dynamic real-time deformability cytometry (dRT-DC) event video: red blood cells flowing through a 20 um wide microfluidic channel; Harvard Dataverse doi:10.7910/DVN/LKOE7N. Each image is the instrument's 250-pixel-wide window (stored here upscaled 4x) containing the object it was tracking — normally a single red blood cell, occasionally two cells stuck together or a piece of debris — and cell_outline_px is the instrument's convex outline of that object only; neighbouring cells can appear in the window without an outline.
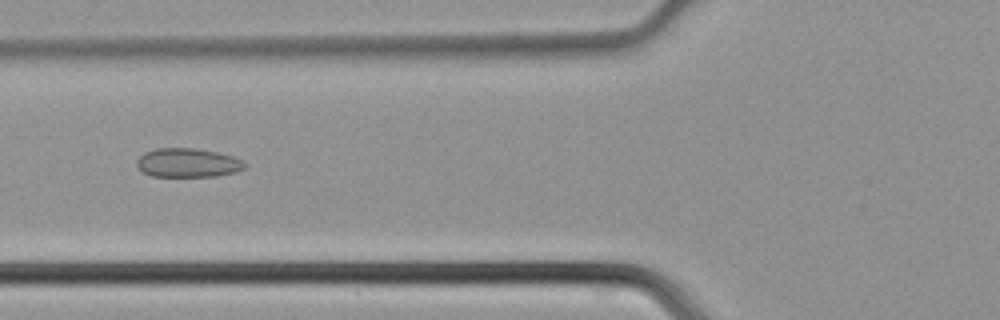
{"species": "common noctule bat (a hibernating species)", "species_latin": "Nyctalus noctula", "temperature_condition": "cold", "stored_images_in_passage": 44, "camera_frame_rate_fps": 3000, "um_per_image_px": 0.085, "animal": {"sex": "male", "body_mass_g": 21.5, "forearm_length_mm": 52.0}, "frame": {"image": 1, "passage_image": 18, "time_ms": 5.667, "image_size_px": [1000, 320], "cell_outline_px": [[248, 164], [244, 168], [236, 172], [216, 176], [152, 176], [144, 172], [136, 164], [136, 160], [144, 152], [156, 148], [196, 148], [216, 152], [232, 156]], "centroid_in_image_um": [15.96, 13.83], "position_along_channel_um": 109.8, "area_um2": 18.15}}
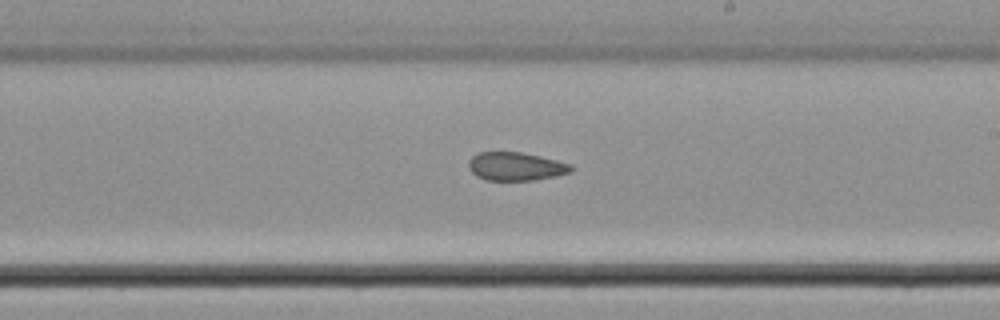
{"frame": {"image": 2, "passage_image": 27, "time_ms": 8.667, "image_size_px": [1000, 320], "cell_outline_px": [[576, 168], [572, 172], [556, 176], [536, 180], [488, 180], [476, 176], [472, 172], [468, 164], [468, 160], [472, 156], [480, 152], [520, 152], [540, 156], [572, 164]], "centroid_in_image_um": [43.89, 14.15], "position_along_channel_um": 245.1, "area_um2": 17.05}}
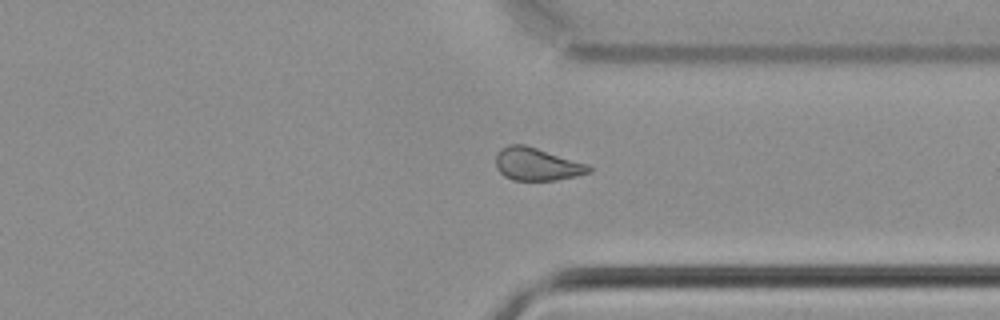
{"frame": {"image": 3, "passage_image": 35, "time_ms": 11.333, "image_size_px": [1000, 320], "cell_outline_px": [[592, 172], [576, 176], [556, 180], [512, 180], [504, 176], [496, 168], [496, 156], [500, 148], [508, 144], [524, 144], [588, 164], [592, 168]], "centroid_in_image_um": [45.62, 13.95], "position_along_channel_um": 365.8, "area_um2": 17.8}}